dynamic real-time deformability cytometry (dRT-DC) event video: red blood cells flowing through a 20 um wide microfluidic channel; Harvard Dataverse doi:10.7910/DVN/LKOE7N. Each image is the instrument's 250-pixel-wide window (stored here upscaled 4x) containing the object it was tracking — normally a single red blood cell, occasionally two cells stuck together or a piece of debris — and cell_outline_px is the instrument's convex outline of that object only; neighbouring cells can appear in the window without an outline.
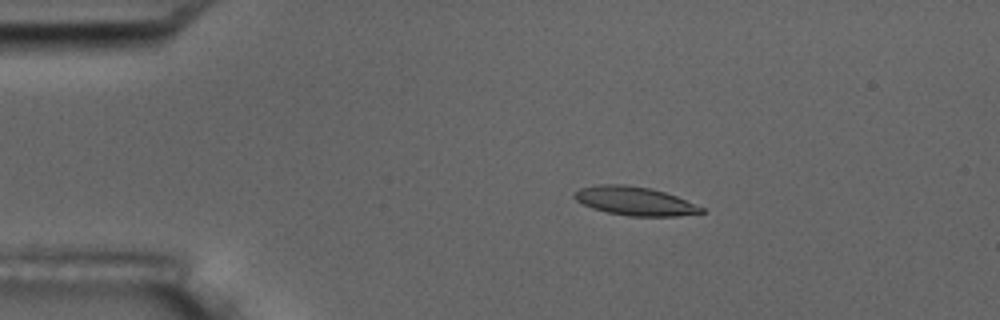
{"species": "common noctule bat (a hibernating species)", "species_latin": "Nyctalus noctula", "temperature_condition": "room temperature", "stored_images_in_passage": 5, "camera_frame_rate_fps": 3000, "um_per_image_px": 0.085, "animal": {"sex": "male", "body_mass_g": 17.5, "forearm_length_mm": 52.3}, "frame": {"image": 1, "passage_image": 2, "time_ms": 1.333, "image_size_px": [1000, 320], "cell_outline_px": [[704, 212], [676, 216], [628, 216], [608, 212], [592, 208], [576, 200], [572, 196], [580, 188], [600, 184], [624, 184], [648, 188], [664, 192], [676, 196], [704, 208]], "centroid_in_image_um": [53.93, 17.09], "position_along_channel_um": 31.1, "area_um2": 20.92}}
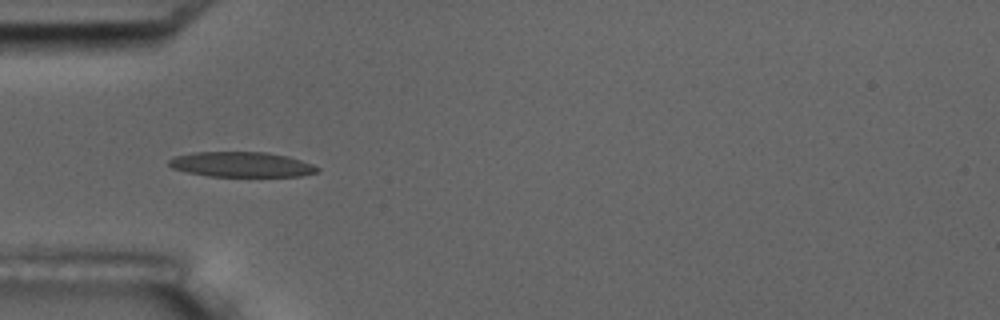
{"frame": {"image": 2, "passage_image": 4, "time_ms": 3.667, "image_size_px": [1000, 320], "cell_outline_px": [[320, 168], [316, 172], [300, 176], [208, 176], [188, 172], [172, 168], [168, 164], [168, 160], [176, 156], [192, 152], [268, 152], [288, 156], [312, 164]], "centroid_in_image_um": [20.51, 13.97], "position_along_channel_um": 64.5, "area_um2": 21.62}}